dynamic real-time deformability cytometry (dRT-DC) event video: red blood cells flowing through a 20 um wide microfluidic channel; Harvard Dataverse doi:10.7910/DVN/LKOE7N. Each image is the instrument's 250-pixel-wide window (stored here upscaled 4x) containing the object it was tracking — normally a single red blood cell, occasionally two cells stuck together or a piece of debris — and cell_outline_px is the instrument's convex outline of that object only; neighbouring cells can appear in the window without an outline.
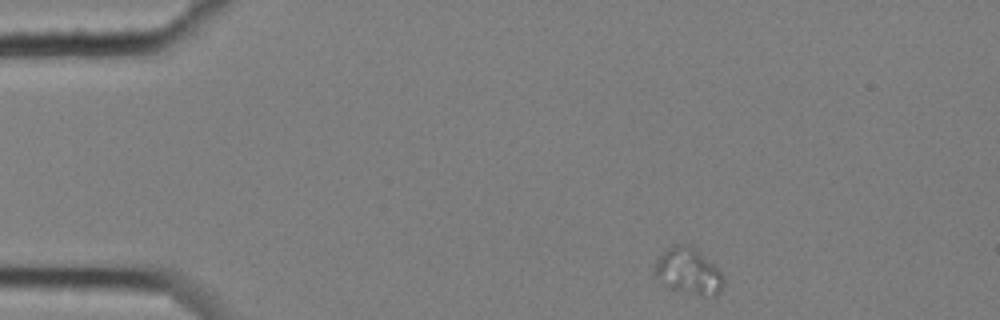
{"species": "common noctule bat (a hibernating species)", "species_latin": "Nyctalus noctula", "temperature_condition": "cold", "stored_images_in_passage": 6, "camera_frame_rate_fps": 3000, "um_per_image_px": 0.085, "animal": {"sex": "female", "body_mass_g": 25.1}, "frame": {"image": 1, "passage_image": 1, "time_ms": 0.0, "image_size_px": [1000, 320], "cell_outline_px": [[724, 284], [720, 292], [716, 296], [704, 296], [676, 292], [664, 288], [652, 276], [652, 272], [656, 260], [672, 244], [692, 244], [720, 272], [724, 280]], "centroid_in_image_um": [58.43, 23.1], "position_along_channel_um": 26.6, "area_um2": 19.31}}
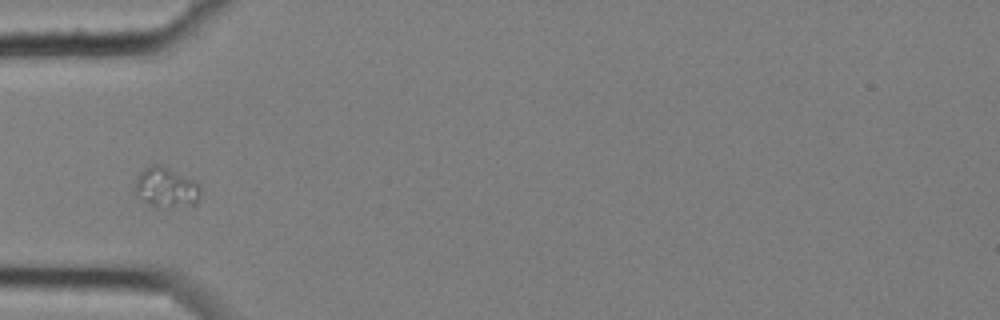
{"frame": {"image": 2, "passage_image": 4, "time_ms": 1.0, "image_size_px": [1000, 320], "cell_outline_px": [[200, 192], [196, 204], [148, 204], [136, 196], [132, 192], [136, 176], [144, 168], [152, 164], [160, 164], [200, 184]], "centroid_in_image_um": [14.03, 15.87], "position_along_channel_um": 71.0, "area_um2": 14.8}}